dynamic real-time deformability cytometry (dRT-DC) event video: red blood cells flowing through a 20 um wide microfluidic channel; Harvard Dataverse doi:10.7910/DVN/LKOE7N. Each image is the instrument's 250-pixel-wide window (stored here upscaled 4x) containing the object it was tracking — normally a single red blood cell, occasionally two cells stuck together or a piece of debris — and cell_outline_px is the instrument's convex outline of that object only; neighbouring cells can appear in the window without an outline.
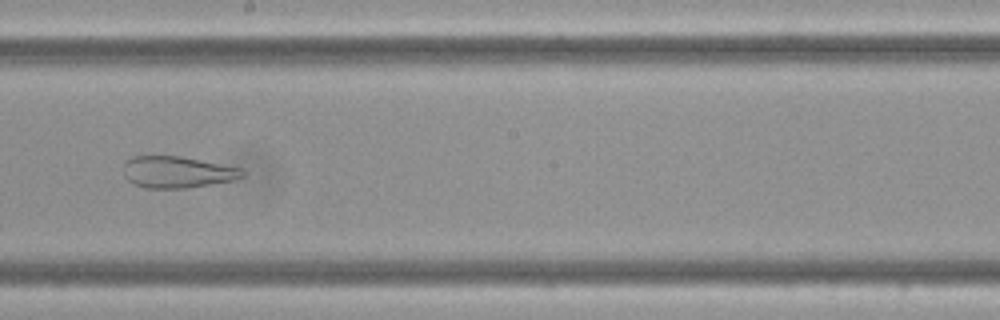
{"species": "Egyptian fruit bat (a non-hibernating species)", "species_latin": "Rousettus aegyptiacus", "temperature_condition": "cold", "stored_images_in_passage": 15, "camera_frame_rate_fps": 3000, "um_per_image_px": 0.085, "frame": {"image": 1, "passage_image": 9, "time_ms": 2.667, "image_size_px": [1000, 320], "cell_outline_px": [[244, 176], [236, 180], [188, 188], [144, 188], [132, 184], [124, 176], [124, 164], [132, 156], [180, 156], [244, 168]], "centroid_in_image_um": [15.09, 14.63], "position_along_channel_um": 233.1, "area_um2": 22.14}}
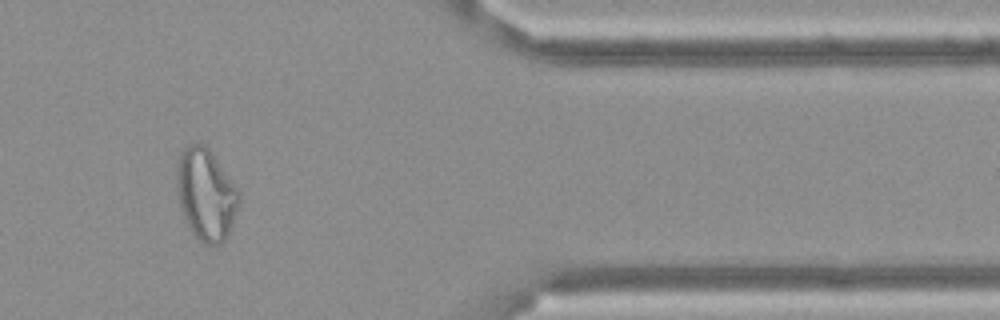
{"frame": {"image": 2, "passage_image": 13, "time_ms": 4.0, "image_size_px": [1000, 320], "cell_outline_px": [[240, 204], [228, 232], [224, 240], [220, 244], [204, 244], [188, 228], [176, 192], [176, 168], [180, 152], [188, 144], [204, 144], [208, 148], [240, 192]], "centroid_in_image_um": [17.48, 16.51], "position_along_channel_um": 393.9, "area_um2": 33.06}}